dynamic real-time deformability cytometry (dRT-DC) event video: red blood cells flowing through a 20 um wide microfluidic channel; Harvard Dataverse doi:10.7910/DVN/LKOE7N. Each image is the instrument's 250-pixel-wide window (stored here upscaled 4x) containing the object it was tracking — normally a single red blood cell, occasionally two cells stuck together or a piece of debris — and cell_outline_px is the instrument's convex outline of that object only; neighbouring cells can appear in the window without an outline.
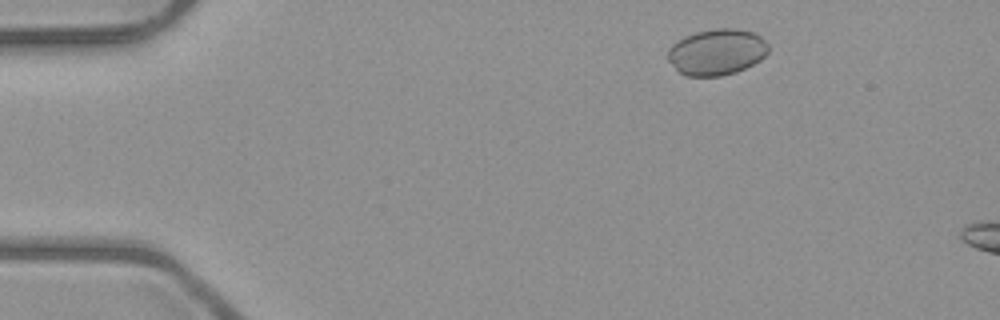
{"species": "common noctule bat (a hibernating species)", "species_latin": "Nyctalus noctula", "temperature_condition": "room temperature", "stored_images_in_passage": 4, "camera_frame_rate_fps": 3000, "um_per_image_px": 0.085, "animal": {"sex": "male", "body_mass_g": 23.1, "forearm_length_mm": 52.7}, "frame": {"image": 1, "passage_image": 2, "time_ms": 1.0, "image_size_px": [1000, 320], "cell_outline_px": [[768, 52], [760, 60], [736, 72], [720, 76], [684, 76], [668, 60], [668, 48], [676, 40], [684, 36], [696, 32], [716, 28], [736, 28], [756, 32], [768, 44]], "centroid_in_image_um": [60.92, 4.4], "position_along_channel_um": 24.1, "area_um2": 27.17}}